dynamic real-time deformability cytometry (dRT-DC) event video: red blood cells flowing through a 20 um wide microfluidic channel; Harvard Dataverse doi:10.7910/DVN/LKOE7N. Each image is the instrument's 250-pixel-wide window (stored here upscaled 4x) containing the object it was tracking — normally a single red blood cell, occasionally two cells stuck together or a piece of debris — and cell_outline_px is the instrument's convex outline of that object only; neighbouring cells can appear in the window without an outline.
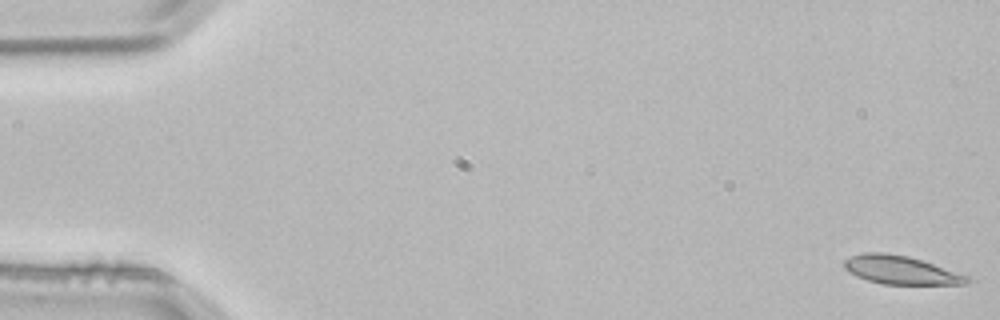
{"species": "common noctule bat (a hibernating species)", "species_latin": "Nyctalus noctula", "temperature_condition": "room temperature", "stored_images_in_passage": 4, "camera_frame_rate_fps": 3000, "um_per_image_px": 0.085, "animal": {"sex": "male", "body_mass_g": 21.5, "forearm_length_mm": 52.0}, "frame": {"image": 1, "passage_image": 1, "time_ms": 0.0, "image_size_px": [1000, 320], "cell_outline_px": [[972, 280], [964, 284], [884, 284], [868, 280], [856, 276], [844, 268], [844, 260], [852, 256], [864, 252], [884, 252], [908, 256], [968, 276]], "centroid_in_image_um": [76.53, 22.95], "position_along_channel_um": 8.5, "area_um2": 20.0}}
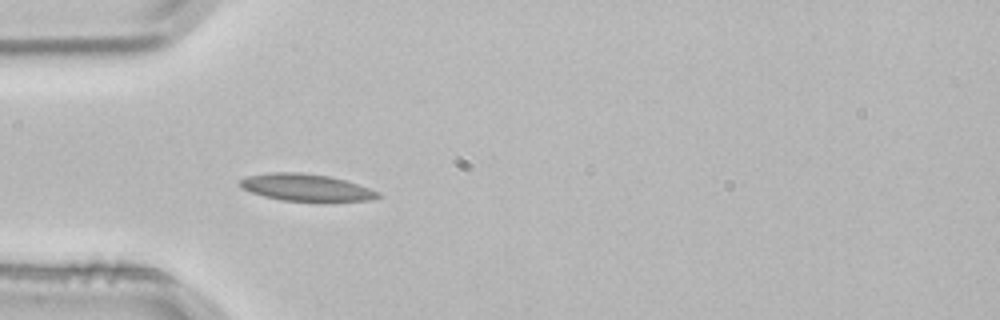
{"frame": {"image": 2, "passage_image": 4, "time_ms": 1.0, "image_size_px": [1000, 320], "cell_outline_px": [[380, 196], [372, 200], [332, 204], [316, 204], [280, 200], [264, 196], [252, 192], [244, 188], [240, 184], [240, 180], [248, 176], [272, 172], [300, 172], [328, 176], [344, 180], [380, 192]], "centroid_in_image_um": [26.11, 16.0], "position_along_channel_um": 58.9, "area_um2": 22.6}}